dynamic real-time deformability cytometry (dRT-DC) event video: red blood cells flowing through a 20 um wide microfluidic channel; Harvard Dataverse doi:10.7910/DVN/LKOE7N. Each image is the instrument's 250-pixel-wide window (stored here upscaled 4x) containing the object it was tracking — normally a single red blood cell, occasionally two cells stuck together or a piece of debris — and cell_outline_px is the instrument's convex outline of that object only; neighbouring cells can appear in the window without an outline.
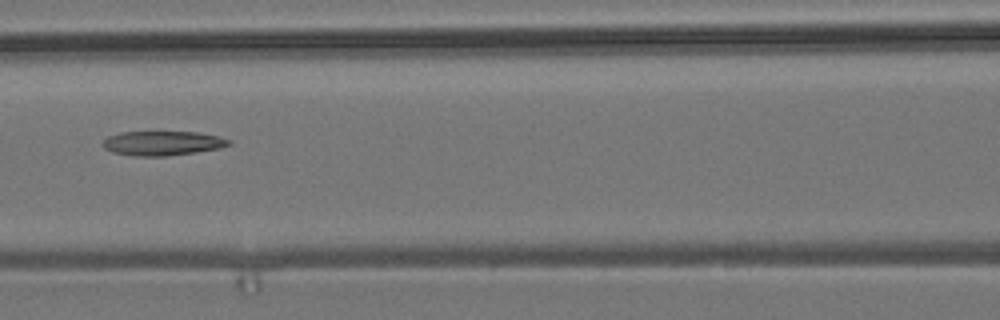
{"species": "common noctule bat (a hibernating species)", "species_latin": "Nyctalus noctula", "temperature_condition": "room temperature", "stored_images_in_passage": 8, "camera_frame_rate_fps": 3000, "um_per_image_px": 0.085, "animal": {"sex": "male", "body_mass_g": 19.2, "forearm_length_mm": 51.8}, "frame": {"image": 1, "passage_image": 6, "time_ms": 1.667, "image_size_px": [1000, 320], "cell_outline_px": [[232, 144], [220, 148], [196, 152], [168, 156], [132, 156], [112, 152], [104, 148], [104, 140], [108, 136], [120, 132], [200, 132], [232, 140]], "centroid_in_image_um": [13.83, 12.18], "position_along_channel_um": 152.8, "area_um2": 17.98}}
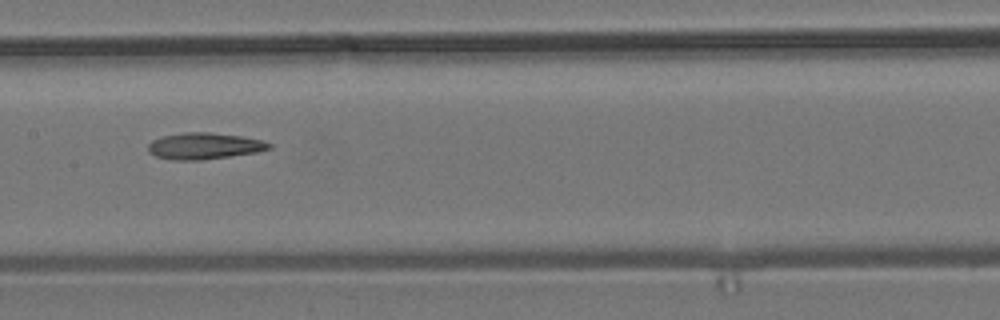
{"frame": {"image": 2, "passage_image": 7, "time_ms": 2.0, "image_size_px": [1000, 320], "cell_outline_px": [[272, 148], [256, 152], [200, 160], [172, 160], [156, 156], [148, 152], [148, 144], [152, 140], [160, 136], [184, 132], [208, 132], [240, 136], [264, 140], [272, 144]], "centroid_in_image_um": [17.34, 12.4], "position_along_channel_um": 190.1, "area_um2": 18.67}}
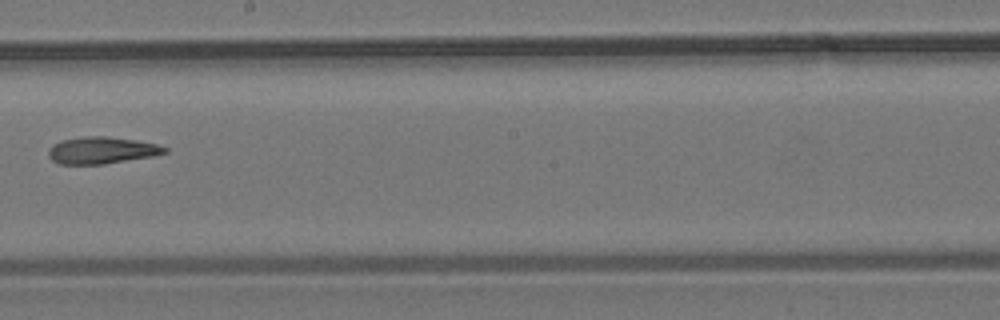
{"frame": {"image": 3, "passage_image": 8, "time_ms": 2.333, "image_size_px": [1000, 320], "cell_outline_px": [[168, 152], [152, 156], [104, 164], [60, 164], [52, 160], [48, 156], [48, 148], [52, 144], [60, 140], [84, 136], [108, 136], [136, 140], [156, 144], [168, 148]], "centroid_in_image_um": [8.61, 12.77], "position_along_channel_um": 239.6, "area_um2": 18.32}}